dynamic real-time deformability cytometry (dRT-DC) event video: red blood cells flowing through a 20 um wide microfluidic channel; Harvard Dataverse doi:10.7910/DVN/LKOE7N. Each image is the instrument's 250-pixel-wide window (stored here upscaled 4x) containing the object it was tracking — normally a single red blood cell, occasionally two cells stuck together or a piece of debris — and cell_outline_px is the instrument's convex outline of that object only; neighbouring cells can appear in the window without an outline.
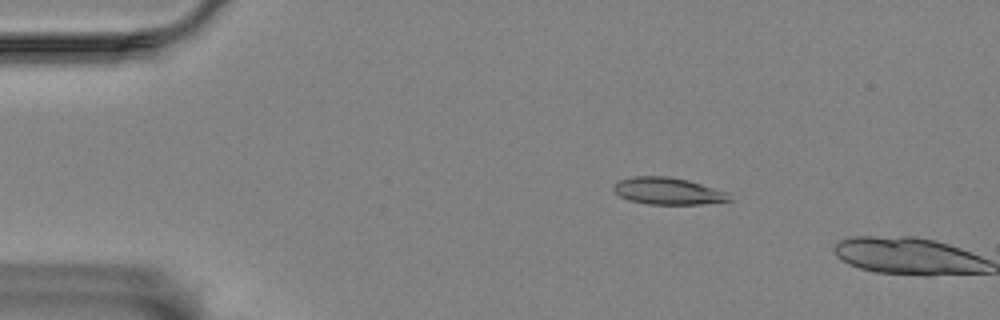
{"species": "Egyptian fruit bat (a non-hibernating species)", "species_latin": "Rousettus aegyptiacus", "temperature_condition": "room temperature", "stored_images_in_passage": 2, "camera_frame_rate_fps": 3000, "um_per_image_px": 0.085, "animal": {"sex": "female"}, "frame": {"image": 1, "passage_image": 1, "time_ms": 0.0, "image_size_px": [1000, 320], "cell_outline_px": [[732, 200], [700, 204], [648, 204], [628, 200], [620, 196], [612, 188], [612, 184], [620, 180], [632, 176], [668, 176], [688, 180], [728, 192]], "centroid_in_image_um": [56.75, 16.23], "position_along_channel_um": 28.3, "area_um2": 18.21}}